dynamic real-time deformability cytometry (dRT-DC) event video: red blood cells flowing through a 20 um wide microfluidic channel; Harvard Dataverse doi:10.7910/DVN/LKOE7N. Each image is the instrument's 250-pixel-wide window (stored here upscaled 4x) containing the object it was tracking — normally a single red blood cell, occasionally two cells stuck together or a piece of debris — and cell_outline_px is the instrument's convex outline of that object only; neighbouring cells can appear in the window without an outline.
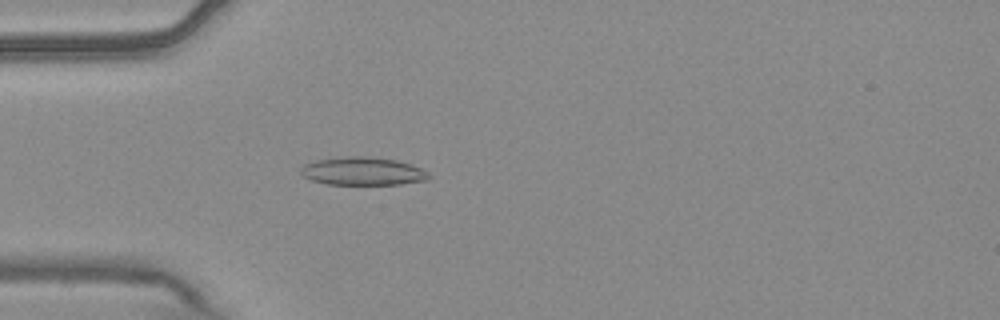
{"species": "common noctule bat (a hibernating species)", "species_latin": "Nyctalus noctula", "temperature_condition": "warm", "stored_images_in_passage": 2, "camera_frame_rate_fps": 3000, "um_per_image_px": 0.085, "animal": {"sex": "male", "body_mass_g": 20.4}, "frame": {"image": 1, "passage_image": 2, "time_ms": 0.333, "image_size_px": [1000, 320], "cell_outline_px": [[432, 176], [428, 180], [400, 184], [328, 184], [312, 180], [304, 176], [300, 172], [300, 168], [304, 164], [316, 160], [348, 156], [360, 156], [396, 160], [420, 168], [428, 172]], "centroid_in_image_um": [30.84, 14.56], "position_along_channel_um": 54.2, "area_um2": 20.75}}